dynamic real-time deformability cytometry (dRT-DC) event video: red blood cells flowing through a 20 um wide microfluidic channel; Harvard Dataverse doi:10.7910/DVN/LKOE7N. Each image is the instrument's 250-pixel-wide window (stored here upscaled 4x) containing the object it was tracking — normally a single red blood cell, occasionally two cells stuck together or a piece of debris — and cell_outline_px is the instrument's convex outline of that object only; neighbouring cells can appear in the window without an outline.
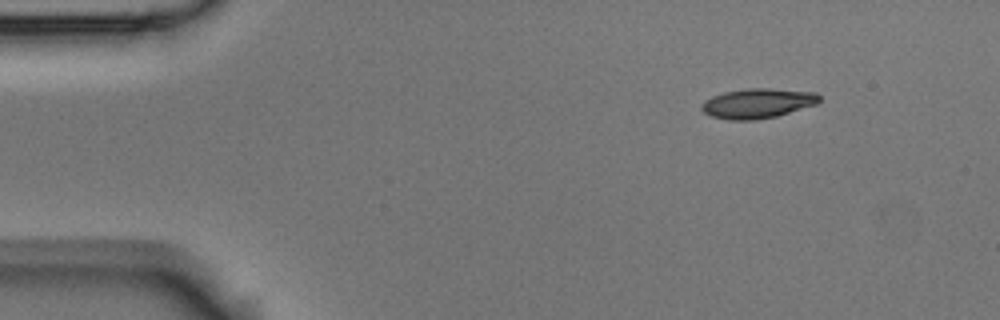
{"species": "Egyptian fruit bat (a non-hibernating species)", "species_latin": "Rousettus aegyptiacus", "temperature_condition": "room temperature", "stored_images_in_passage": 4, "camera_frame_rate_fps": 3000, "um_per_image_px": 0.085, "animal": {"sex": "male"}, "frame": {"image": 1, "passage_image": 1, "time_ms": 0.0, "image_size_px": [1000, 320], "cell_outline_px": [[820, 100], [816, 104], [776, 116], [752, 120], [728, 120], [712, 116], [704, 112], [700, 108], [700, 104], [704, 100], [712, 96], [724, 92], [748, 88], [768, 88], [816, 92], [820, 96]], "centroid_in_image_um": [64.37, 8.77], "position_along_channel_um": 20.6, "area_um2": 20.4}}
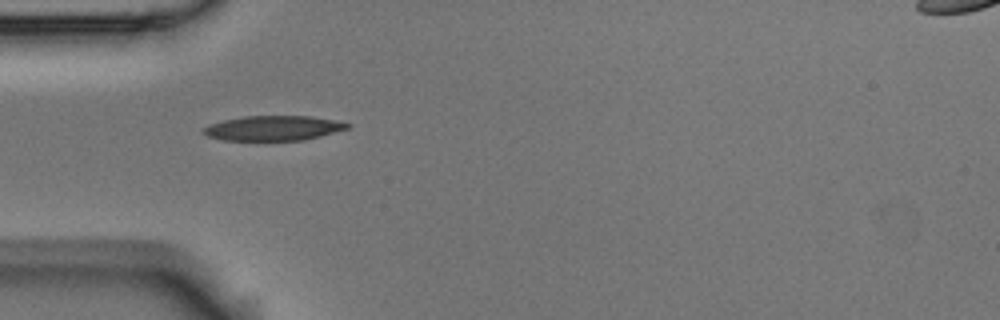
{"frame": {"image": 2, "passage_image": 4, "time_ms": 1.0, "image_size_px": [1000, 320], "cell_outline_px": [[352, 124], [348, 128], [320, 136], [304, 140], [224, 140], [208, 136], [200, 132], [200, 128], [208, 124], [224, 120], [244, 116], [312, 116]], "centroid_in_image_um": [23.16, 10.89], "position_along_channel_um": 61.8, "area_um2": 20.81}}